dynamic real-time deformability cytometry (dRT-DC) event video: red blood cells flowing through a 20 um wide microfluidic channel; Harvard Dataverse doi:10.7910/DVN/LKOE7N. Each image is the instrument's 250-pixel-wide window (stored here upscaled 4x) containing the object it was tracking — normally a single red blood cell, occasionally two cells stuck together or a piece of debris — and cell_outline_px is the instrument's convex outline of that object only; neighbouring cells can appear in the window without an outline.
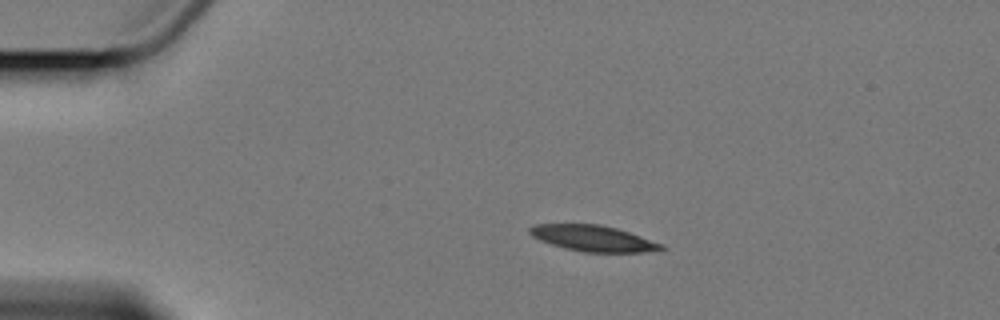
{"species": "Egyptian fruit bat (a non-hibernating species)", "species_latin": "Rousettus aegyptiacus", "temperature_condition": "cold", "stored_images_in_passage": 4, "camera_frame_rate_fps": 3000, "um_per_image_px": 0.085, "animal": {"sex": "female"}, "frame": {"image": 1, "passage_image": 1, "time_ms": 0.0, "image_size_px": [1000, 320], "cell_outline_px": [[668, 248], [660, 252], [580, 252], [564, 248], [540, 240], [532, 236], [528, 232], [528, 228], [532, 224], [600, 224], [616, 228], [664, 244]], "centroid_in_image_um": [50.46, 20.27], "position_along_channel_um": 34.5, "area_um2": 20.17}}
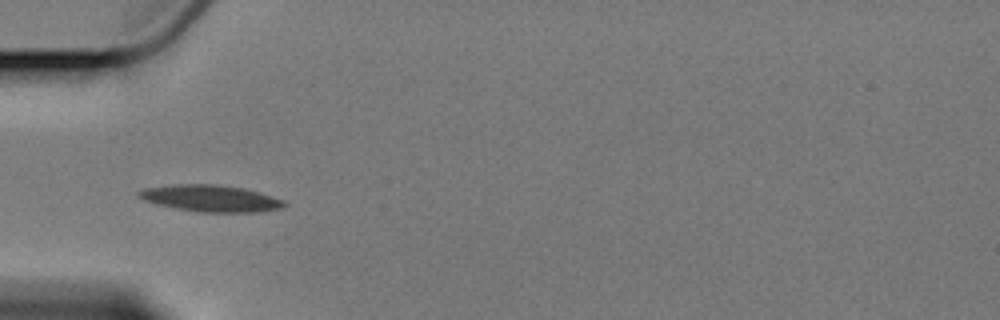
{"frame": {"image": 2, "passage_image": 3, "time_ms": 2.333, "image_size_px": [1000, 320], "cell_outline_px": [[288, 204], [284, 208], [260, 212], [200, 212], [176, 208], [156, 204], [144, 200], [136, 196], [136, 192], [144, 188], [176, 184], [212, 184], [240, 188], [272, 196], [284, 200]], "centroid_in_image_um": [17.89, 16.87], "position_along_channel_um": 67.1, "area_um2": 22.54}}
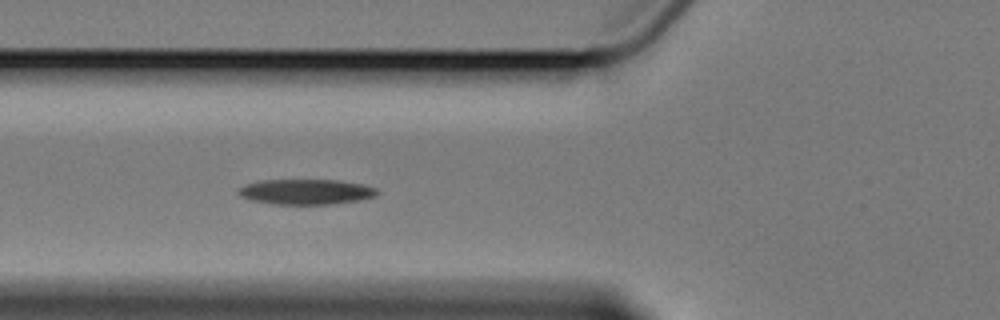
{"frame": {"image": 3, "passage_image": 4, "time_ms": 3.333, "image_size_px": [1000, 320], "cell_outline_px": [[380, 192], [376, 196], [360, 200], [332, 204], [272, 204], [252, 200], [240, 196], [236, 192], [236, 188], [260, 180], [340, 180], [364, 184], [376, 188]], "centroid_in_image_um": [26.02, 16.3], "position_along_channel_um": 99.8, "area_um2": 20.63}}